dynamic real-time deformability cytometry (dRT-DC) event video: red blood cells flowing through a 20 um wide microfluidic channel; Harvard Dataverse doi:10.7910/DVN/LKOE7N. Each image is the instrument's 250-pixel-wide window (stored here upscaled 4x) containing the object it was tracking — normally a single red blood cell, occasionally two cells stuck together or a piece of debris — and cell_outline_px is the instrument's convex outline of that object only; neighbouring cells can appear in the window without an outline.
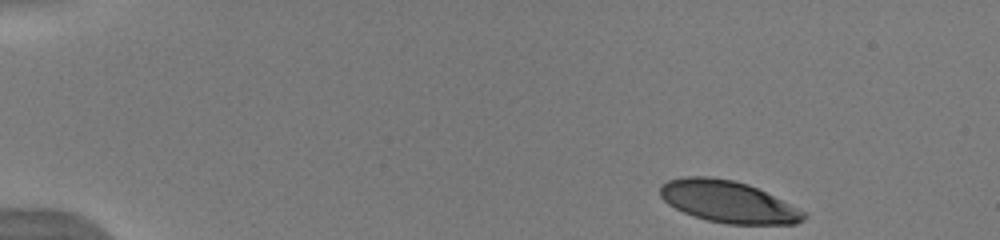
{"species": "human", "species_latin": "Homo sapiens", "temperature_condition": "warm", "stored_images_in_passage": 10, "camera_frame_rate_fps": 3000, "um_per_image_px": 0.085, "donor": {"sex": "male"}, "frame": {"image": 1, "passage_image": 1, "time_ms": 0.0, "image_size_px": [1000, 240], "cell_outline_px": [[808, 216], [804, 220], [796, 224], [728, 224], [708, 220], [684, 212], [668, 204], [660, 196], [660, 184], [668, 180], [684, 176], [708, 176], [732, 180], [748, 184], [808, 212]], "centroid_in_image_um": [61.91, 17.14], "position_along_channel_um": 23.1, "area_um2": 34.97}}